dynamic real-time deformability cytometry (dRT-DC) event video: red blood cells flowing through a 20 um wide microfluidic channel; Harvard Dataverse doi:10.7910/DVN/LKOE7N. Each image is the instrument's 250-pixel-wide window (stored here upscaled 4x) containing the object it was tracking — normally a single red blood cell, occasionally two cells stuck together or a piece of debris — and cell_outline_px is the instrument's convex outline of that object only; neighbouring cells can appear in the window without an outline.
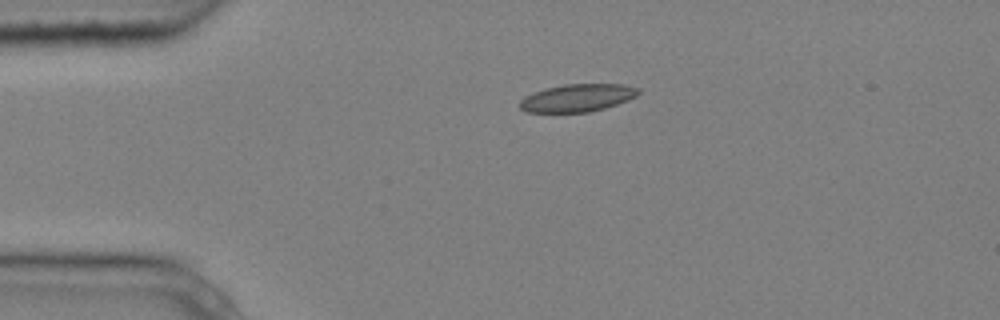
{"species": "common noctule bat (a hibernating species)", "species_latin": "Nyctalus noctula", "temperature_condition": "cold", "stored_images_in_passage": 4, "camera_frame_rate_fps": 3000, "um_per_image_px": 0.085, "animal": {"sex": "male", "body_mass_g": 20.4}, "frame": {"image": 1, "passage_image": 4, "time_ms": 1.0, "image_size_px": [1000, 320], "cell_outline_px": [[640, 92], [636, 96], [628, 100], [604, 108], [588, 112], [528, 112], [520, 108], [520, 100], [524, 96], [532, 92], [544, 88], [564, 84], [624, 84], [640, 88]], "centroid_in_image_um": [49.07, 8.3], "position_along_channel_um": 35.9, "area_um2": 19.19}}